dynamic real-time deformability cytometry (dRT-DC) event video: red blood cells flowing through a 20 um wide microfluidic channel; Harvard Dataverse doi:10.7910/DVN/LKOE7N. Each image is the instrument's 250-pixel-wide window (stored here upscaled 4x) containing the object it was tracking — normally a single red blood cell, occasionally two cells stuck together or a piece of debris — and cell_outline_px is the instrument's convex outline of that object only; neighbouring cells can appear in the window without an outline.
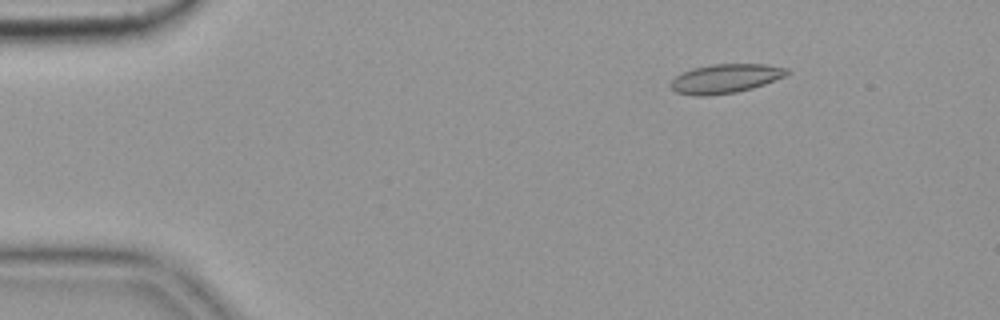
{"species": "common noctule bat (a hibernating species)", "species_latin": "Nyctalus noctula", "temperature_condition": "cold", "stored_images_in_passage": 5, "camera_frame_rate_fps": 3000, "um_per_image_px": 0.085, "animal": {"sex": "female", "body_mass_g": 19.9}, "frame": {"image": 1, "passage_image": 2, "time_ms": 0.333, "image_size_px": [1000, 320], "cell_outline_px": [[792, 72], [784, 76], [764, 84], [752, 88], [736, 92], [708, 96], [692, 96], [676, 92], [668, 84], [676, 76], [692, 68], [712, 64], [768, 64], [788, 68]], "centroid_in_image_um": [61.66, 6.68], "position_along_channel_um": 23.3, "area_um2": 19.83}}